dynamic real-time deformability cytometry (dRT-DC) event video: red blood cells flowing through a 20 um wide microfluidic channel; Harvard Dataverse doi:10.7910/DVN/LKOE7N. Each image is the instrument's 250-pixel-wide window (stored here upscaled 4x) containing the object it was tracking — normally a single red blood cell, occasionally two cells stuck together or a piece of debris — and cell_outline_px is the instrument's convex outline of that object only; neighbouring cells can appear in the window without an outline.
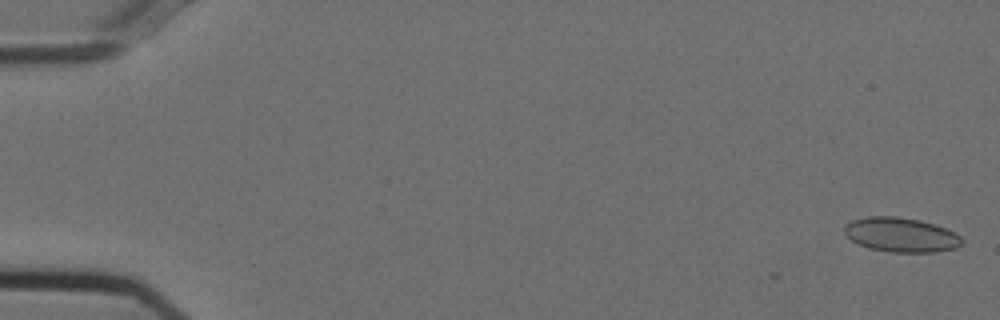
{"species": "Egyptian fruit bat (a non-hibernating species)", "species_latin": "Rousettus aegyptiacus", "temperature_condition": "cold", "stored_images_in_passage": 45, "camera_frame_rate_fps": 3000, "um_per_image_px": 0.085, "animal": {"sex": "female"}, "frame": {"image": 1, "passage_image": 1, "time_ms": 0.0, "image_size_px": [1000, 320], "cell_outline_px": [[964, 244], [956, 248], [936, 252], [888, 252], [868, 248], [856, 244], [844, 232], [844, 224], [852, 220], [868, 216], [896, 216], [920, 220], [936, 224], [956, 232], [964, 240]], "centroid_in_image_um": [76.61, 19.96], "position_along_channel_um": 8.4, "area_um2": 24.04}}
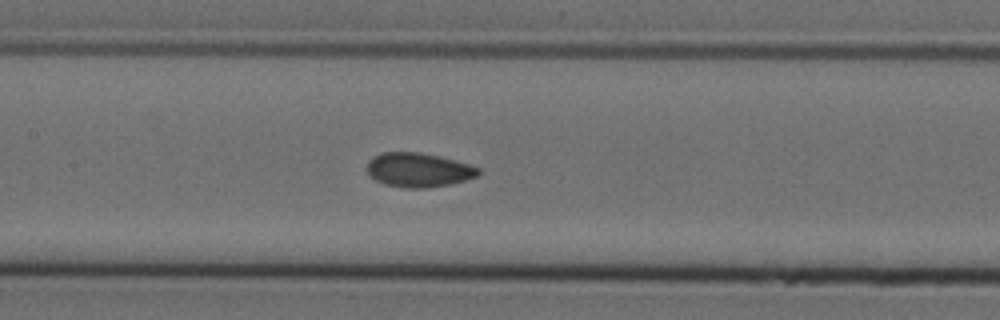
{"frame": {"image": 2, "passage_image": 26, "time_ms": 8.333, "image_size_px": [1000, 320], "cell_outline_px": [[480, 172], [476, 176], [452, 184], [428, 188], [404, 188], [384, 184], [376, 180], [368, 172], [368, 160], [384, 152], [420, 152], [440, 156], [468, 164], [480, 168]], "centroid_in_image_um": [35.58, 14.45], "position_along_channel_um": 171.8, "area_um2": 22.08}}
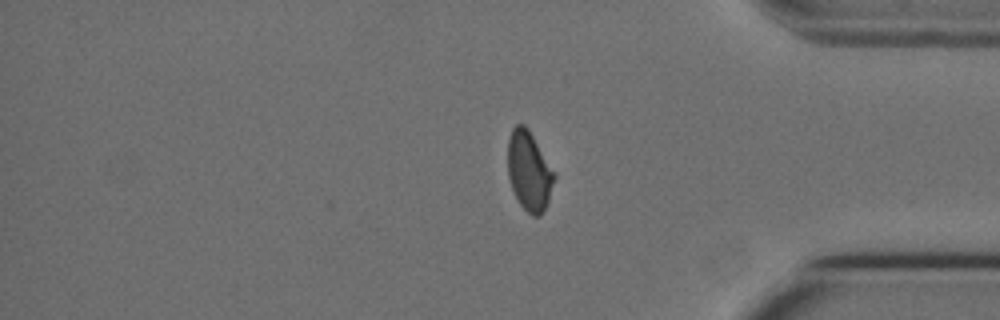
{"frame": {"image": 3, "passage_image": 45, "time_ms": 14.667, "image_size_px": [1000, 320], "cell_outline_px": [[556, 176], [548, 200], [540, 216], [532, 216], [520, 204], [512, 188], [508, 176], [508, 136], [512, 128], [516, 124], [524, 124], [528, 128], [556, 172]], "centroid_in_image_um": [44.98, 14.5], "position_along_channel_um": 390.2, "area_um2": 21.56}, "authors_computed_cell_mechanics": {"area_um2": 22.4842, "velocity_mm_per_s": 3.7203, "shape_relaxation_time_tau1_ms": null, "shape_relaxation_time_tau2_ms": 1.4639, "deformation_change_tau1": null, "deformation_change_tau2": 0.0425}}